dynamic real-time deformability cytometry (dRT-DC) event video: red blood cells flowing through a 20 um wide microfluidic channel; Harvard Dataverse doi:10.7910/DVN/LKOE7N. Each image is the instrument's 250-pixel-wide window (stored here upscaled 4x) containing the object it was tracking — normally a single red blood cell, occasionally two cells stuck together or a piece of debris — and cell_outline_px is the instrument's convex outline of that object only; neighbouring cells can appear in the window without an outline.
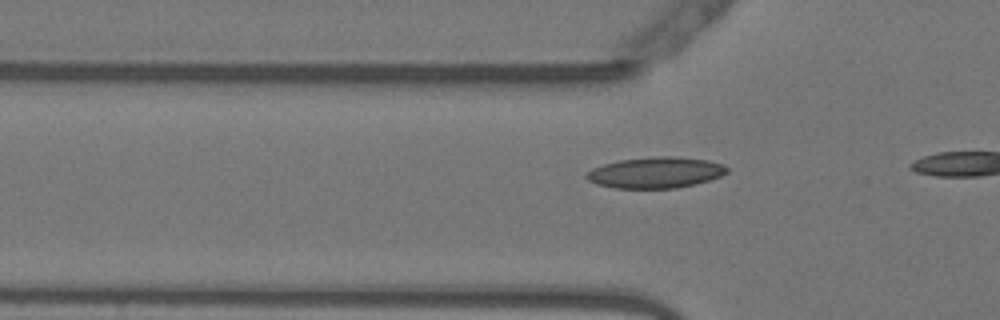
{"species": "Egyptian fruit bat (a non-hibernating species)", "species_latin": "Rousettus aegyptiacus", "temperature_condition": "warm", "stored_images_in_passage": 5, "camera_frame_rate_fps": 3000, "um_per_image_px": 0.085, "animal": {"sex": "female"}, "frame": {"image": 1, "passage_image": 2, "time_ms": 0.333, "image_size_px": [1000, 320], "cell_outline_px": [[728, 172], [720, 176], [708, 180], [676, 188], [616, 188], [596, 184], [588, 180], [584, 176], [584, 172], [592, 168], [604, 164], [620, 160], [656, 156], [672, 156], [708, 160], [724, 164], [728, 168]], "centroid_in_image_um": [55.69, 14.66], "position_along_channel_um": 70.1, "area_um2": 25.37}}